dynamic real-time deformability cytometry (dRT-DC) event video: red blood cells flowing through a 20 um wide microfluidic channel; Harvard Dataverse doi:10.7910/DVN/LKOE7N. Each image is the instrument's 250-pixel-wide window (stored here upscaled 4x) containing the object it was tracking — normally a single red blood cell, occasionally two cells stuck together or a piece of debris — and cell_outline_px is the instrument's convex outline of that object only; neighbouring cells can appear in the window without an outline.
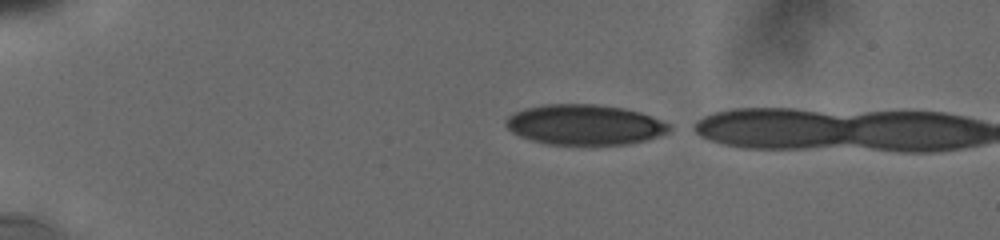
{"species": "human", "species_latin": "Homo sapiens", "temperature_condition": "cold", "stored_images_in_passage": 26, "camera_frame_rate_fps": 3000, "um_per_image_px": 0.085, "donor": {"sex": "male"}, "frame": {"image": 1, "passage_image": 1, "time_ms": 0.0, "image_size_px": [1000, 240], "cell_outline_px": [[676, 128], [660, 136], [648, 140], [628, 144], [548, 144], [532, 140], [520, 136], [512, 132], [504, 124], [504, 120], [512, 112], [524, 108], [544, 104], [592, 104], [624, 108], [640, 112], [652, 116]], "centroid_in_image_um": [49.7, 10.59], "position_along_channel_um": 35.3, "area_um2": 38.61}}
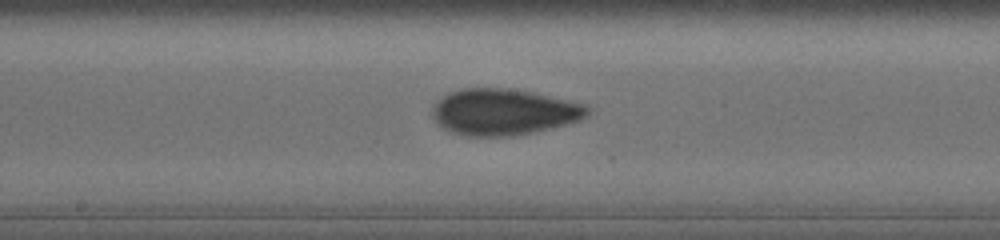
{"frame": {"image": 2, "passage_image": 13, "time_ms": 6.333, "image_size_px": [1000, 240], "cell_outline_px": [[588, 112], [584, 116], [576, 120], [564, 124], [548, 128], [512, 136], [468, 136], [444, 128], [432, 116], [432, 108], [436, 100], [448, 92], [460, 88], [504, 88], [532, 92], [584, 104], [588, 108]], "centroid_in_image_um": [42.73, 9.49], "position_along_channel_um": 205.5, "area_um2": 41.1}}
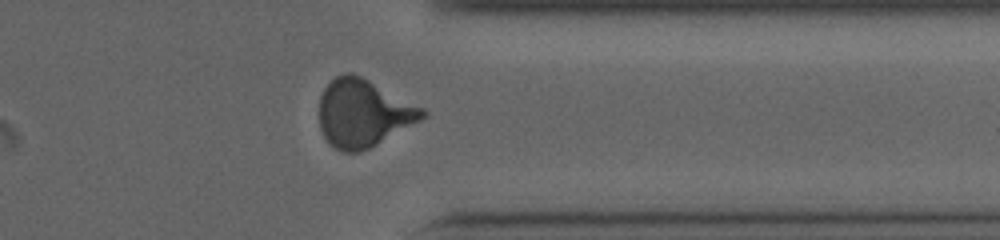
{"frame": {"image": 3, "passage_image": 22, "time_ms": 11.0, "image_size_px": [1000, 240], "cell_outline_px": [[428, 116], [368, 148], [360, 152], [344, 152], [328, 144], [320, 128], [320, 96], [324, 88], [336, 76], [344, 72], [352, 72], [424, 108], [428, 112]], "centroid_in_image_um": [30.86, 9.61], "position_along_channel_um": 380.5, "area_um2": 40.23}, "authors_computed_cell_mechanics": {"area_um2": 40.3733, "velocity_mm_per_s": 3.7974, "shape_relaxation_time_tau1_ms": 5.6236, "shape_relaxation_time_tau2_ms": 1.4986, "deformation_change_tau1": 0.1811, "deformation_change_tau2": 0.0669}}